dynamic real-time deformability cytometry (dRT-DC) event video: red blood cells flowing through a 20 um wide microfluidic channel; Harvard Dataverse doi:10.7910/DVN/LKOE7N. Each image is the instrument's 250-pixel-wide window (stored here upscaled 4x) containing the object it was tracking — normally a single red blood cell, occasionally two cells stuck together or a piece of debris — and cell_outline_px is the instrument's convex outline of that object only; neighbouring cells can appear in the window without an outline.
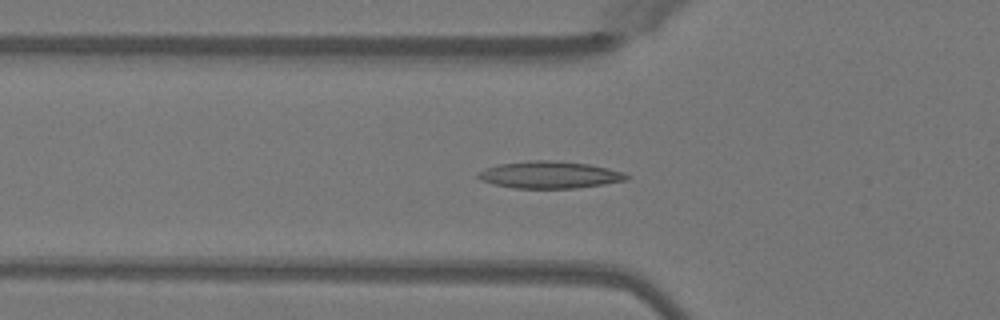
{"species": "Egyptian fruit bat (a non-hibernating species)", "species_latin": "Rousettus aegyptiacus", "temperature_condition": "warm", "stored_images_in_passage": 52, "camera_frame_rate_fps": 3000, "um_per_image_px": 0.085, "animal": {"sex": "female"}, "frame": {"image": 1, "passage_image": 18, "time_ms": 5.667, "image_size_px": [1000, 320], "cell_outline_px": [[632, 176], [628, 180], [604, 184], [576, 188], [512, 188], [480, 180], [476, 176], [476, 172], [484, 168], [500, 164], [532, 160], [548, 160], [588, 164], [608, 168], [624, 172]], "centroid_in_image_um": [46.73, 14.86], "position_along_channel_um": 79.1, "area_um2": 23.47}}
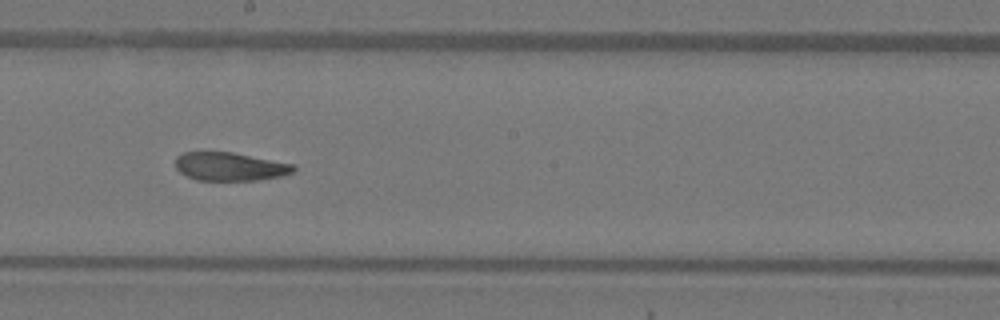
{"frame": {"image": 2, "passage_image": 29, "time_ms": 9.333, "image_size_px": [1000, 320], "cell_outline_px": [[296, 168], [292, 172], [280, 176], [256, 180], [196, 180], [180, 172], [176, 168], [176, 156], [184, 152], [232, 152], [296, 164]], "centroid_in_image_um": [19.55, 14.15], "position_along_channel_um": 228.6, "area_um2": 19.48}}
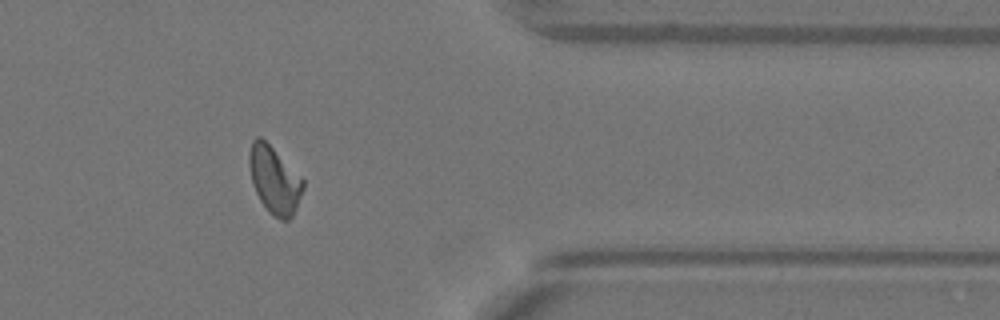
{"frame": {"image": 3, "passage_image": 42, "time_ms": 13.667, "image_size_px": [1000, 320], "cell_outline_px": [[304, 188], [296, 208], [292, 216], [288, 220], [280, 220], [268, 212], [260, 200], [252, 184], [248, 164], [248, 156], [252, 140], [256, 136], [260, 136], [304, 180]], "centroid_in_image_um": [23.3, 15.31], "position_along_channel_um": 388.1, "area_um2": 20.92}, "authors_computed_cell_mechanics": {"area_um2": 21.1837, "velocity_mm_per_s": 4.0558, "shape_relaxation_time_tau1_ms": null, "shape_relaxation_time_tau2_ms": 2.6329, "deformation_change_tau1": null, "deformation_change_tau2": 0.0871}}